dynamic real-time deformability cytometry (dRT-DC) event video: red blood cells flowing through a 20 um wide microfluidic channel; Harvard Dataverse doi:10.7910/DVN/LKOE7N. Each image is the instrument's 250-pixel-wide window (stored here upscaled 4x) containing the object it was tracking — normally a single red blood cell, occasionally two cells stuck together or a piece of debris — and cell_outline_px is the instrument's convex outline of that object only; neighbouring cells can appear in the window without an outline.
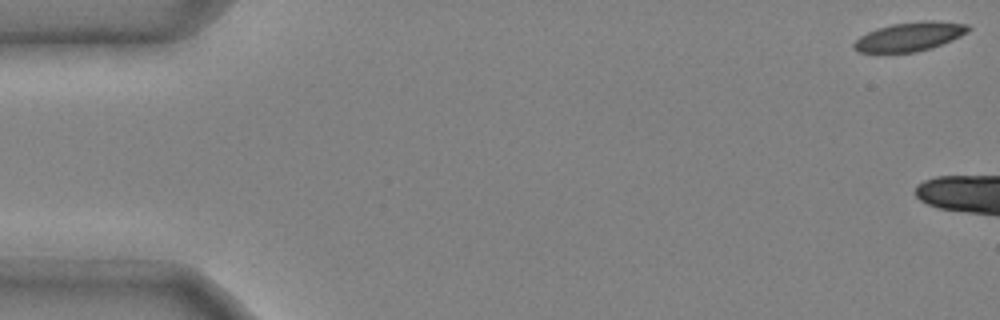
{"species": "common noctule bat (a hibernating species)", "species_latin": "Nyctalus noctula", "temperature_condition": "cold", "stored_images_in_passage": 6, "camera_frame_rate_fps": 3000, "um_per_image_px": 0.085, "animal": {"sex": "male", "body_mass_g": 20.4}, "frame": {"image": 1, "passage_image": 1, "time_ms": 0.0, "image_size_px": [1000, 320], "cell_outline_px": [[972, 28], [968, 32], [952, 40], [932, 48], [916, 52], [856, 52], [852, 48], [852, 44], [860, 36], [876, 28], [892, 24], [924, 20], [932, 20], [968, 24]], "centroid_in_image_um": [77.32, 3.11], "position_along_channel_um": 7.7, "area_um2": 19.42}}